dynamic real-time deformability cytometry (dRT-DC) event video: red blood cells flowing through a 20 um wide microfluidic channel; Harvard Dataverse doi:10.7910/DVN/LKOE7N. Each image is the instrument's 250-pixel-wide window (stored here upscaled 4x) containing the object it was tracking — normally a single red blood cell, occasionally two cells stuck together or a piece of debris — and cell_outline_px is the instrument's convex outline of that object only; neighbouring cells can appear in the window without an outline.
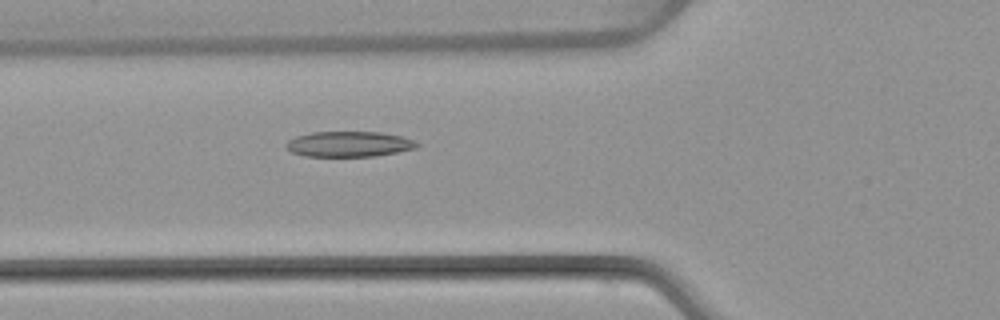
{"species": "common noctule bat (a hibernating species)", "species_latin": "Nyctalus noctula", "temperature_condition": "warm", "stored_images_in_passage": 51, "camera_frame_rate_fps": 3000, "um_per_image_px": 0.085, "animal": {"sex": "female", "body_mass_g": 22.7, "forearm_length_mm": 54.2}, "frame": {"image": 1, "passage_image": 19, "time_ms": 6.0, "image_size_px": [1000, 320], "cell_outline_px": [[420, 144], [416, 148], [396, 152], [372, 156], [304, 156], [292, 152], [284, 144], [288, 140], [296, 136], [312, 132], [380, 132], [404, 136], [416, 140]], "centroid_in_image_um": [29.69, 12.24], "position_along_channel_um": 96.1, "area_um2": 19.42}}
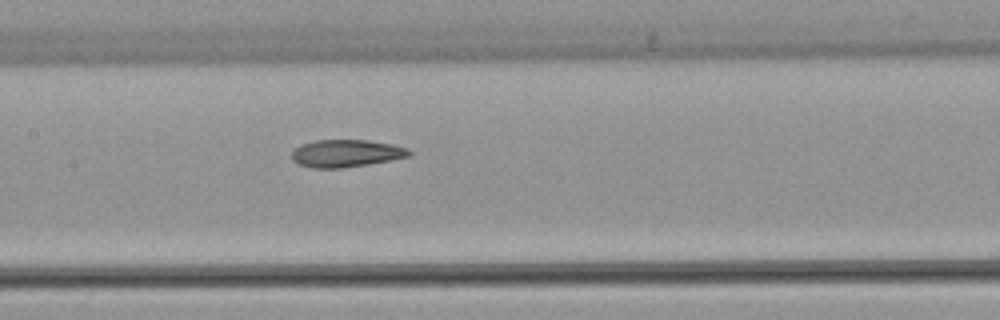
{"frame": {"image": 2, "passage_image": 25, "time_ms": 8.0, "image_size_px": [1000, 320], "cell_outline_px": [[412, 156], [368, 164], [344, 168], [312, 168], [296, 164], [292, 160], [292, 152], [300, 144], [316, 140], [368, 140], [392, 144], [408, 148], [412, 152]], "centroid_in_image_um": [29.42, 13.04], "position_along_channel_um": 178.0, "area_um2": 18.96}}
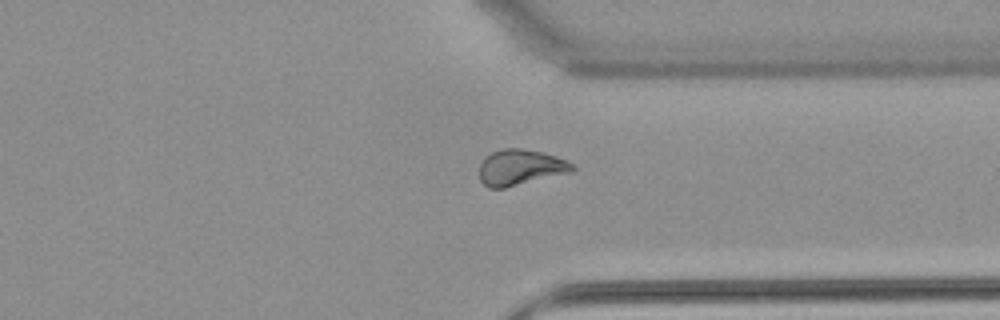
{"frame": {"image": 3, "passage_image": 39, "time_ms": 12.667, "image_size_px": [1000, 320], "cell_outline_px": [[576, 168], [572, 172], [504, 188], [488, 188], [480, 180], [480, 164], [484, 156], [492, 152], [504, 148], [520, 148], [540, 152], [556, 156], [568, 160]], "centroid_in_image_um": [44.23, 14.23], "position_along_channel_um": 367.2, "area_um2": 19.42}, "authors_computed_cell_mechanics": {"area_um2": 20.23, "velocity_mm_per_s": 4.0654, "shape_relaxation_time_tau1_ms": null, "shape_relaxation_time_tau2_ms": 2.7777, "deformation_change_tau1": null, "deformation_change_tau2": 0.0936}}